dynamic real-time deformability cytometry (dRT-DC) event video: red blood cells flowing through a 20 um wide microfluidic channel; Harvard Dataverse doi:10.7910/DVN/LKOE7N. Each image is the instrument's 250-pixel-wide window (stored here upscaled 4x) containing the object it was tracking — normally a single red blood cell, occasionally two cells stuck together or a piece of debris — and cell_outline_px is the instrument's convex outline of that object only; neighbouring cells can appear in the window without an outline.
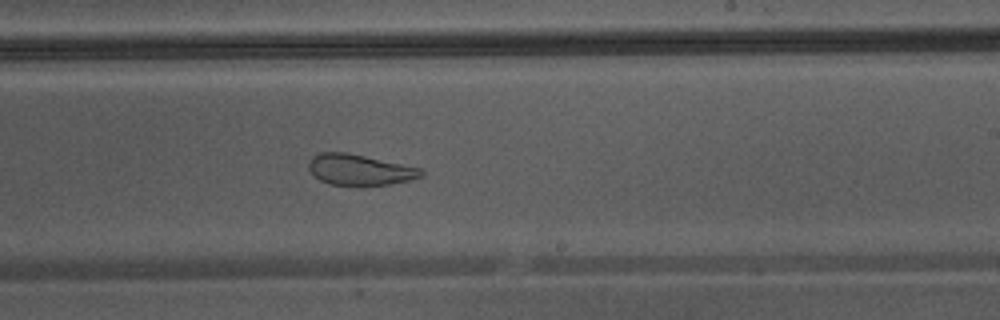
{"species": "Egyptian fruit bat (a non-hibernating species)", "species_latin": "Rousettus aegyptiacus", "temperature_condition": "warm", "stored_images_in_passage": 33, "camera_frame_rate_fps": 3000, "um_per_image_px": 0.085, "animal": {"sex": "male"}, "frame": {"image": 1, "passage_image": 15, "time_ms": 4.667, "image_size_px": [1000, 320], "cell_outline_px": [[424, 176], [408, 180], [388, 184], [360, 188], [328, 184], [320, 180], [308, 168], [308, 164], [312, 156], [320, 152], [344, 152], [364, 156], [420, 168], [424, 172]], "centroid_in_image_um": [30.55, 14.47], "position_along_channel_um": 258.5, "area_um2": 20.52}}